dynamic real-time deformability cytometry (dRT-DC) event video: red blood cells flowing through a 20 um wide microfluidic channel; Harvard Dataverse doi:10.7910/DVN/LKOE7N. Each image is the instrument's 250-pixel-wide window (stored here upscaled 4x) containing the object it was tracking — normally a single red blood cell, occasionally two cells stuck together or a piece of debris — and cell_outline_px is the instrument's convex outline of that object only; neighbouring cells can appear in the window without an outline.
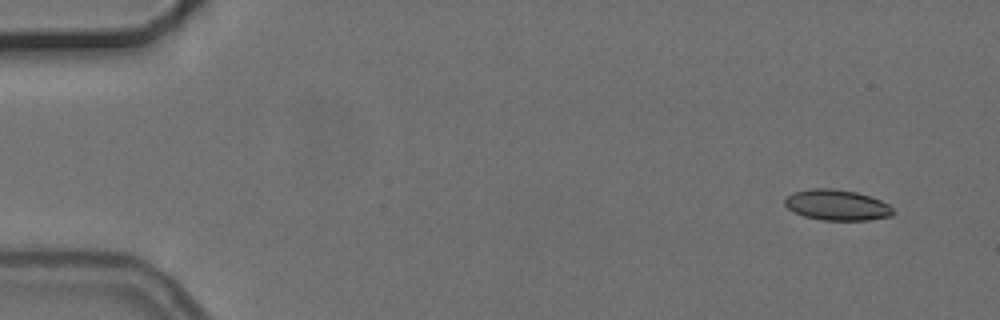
{"species": "common noctule bat (a hibernating species)", "species_latin": "Nyctalus noctula", "temperature_condition": "cold", "stored_images_in_passage": 3, "camera_frame_rate_fps": 3000, "um_per_image_px": 0.085, "animal": {"sex": "female", "body_mass_g": 24.6, "forearm_length_mm": 56.2}, "frame": {"image": 1, "passage_image": 1, "time_ms": 0.0, "image_size_px": [1000, 320], "cell_outline_px": [[896, 212], [892, 216], [868, 220], [820, 220], [804, 216], [788, 208], [784, 204], [784, 200], [792, 192], [812, 188], [832, 188], [856, 192], [880, 200], [888, 204]], "centroid_in_image_um": [71.15, 17.43], "position_along_channel_um": 13.9, "area_um2": 19.36}}